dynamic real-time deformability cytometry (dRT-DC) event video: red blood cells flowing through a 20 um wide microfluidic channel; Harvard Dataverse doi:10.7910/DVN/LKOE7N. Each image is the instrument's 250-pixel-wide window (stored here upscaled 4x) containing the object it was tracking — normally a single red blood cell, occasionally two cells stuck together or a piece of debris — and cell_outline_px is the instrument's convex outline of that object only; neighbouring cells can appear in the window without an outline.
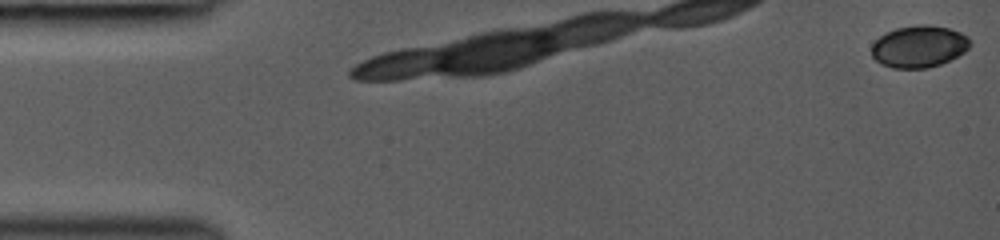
{"species": "common noctule bat (a hibernating species)", "species_latin": "Nyctalus noctula", "temperature_condition": "room temperature", "stored_images_in_passage": 5, "camera_frame_rate_fps": 3000, "um_per_image_px": 0.085, "animal": {"sex": "female", "body_mass_g": 19.0, "forearm_length_mm": 53.3}, "frame": {"image": 1, "passage_image": 1, "time_ms": 0.0, "image_size_px": [1000, 240], "cell_outline_px": [[972, 44], [964, 52], [940, 64], [928, 68], [892, 68], [880, 64], [872, 56], [872, 44], [880, 36], [896, 28], [916, 24], [928, 24], [948, 28], [960, 32], [968, 36], [972, 40]], "centroid_in_image_um": [78.13, 3.94], "position_along_channel_um": 6.9, "area_um2": 24.16}}